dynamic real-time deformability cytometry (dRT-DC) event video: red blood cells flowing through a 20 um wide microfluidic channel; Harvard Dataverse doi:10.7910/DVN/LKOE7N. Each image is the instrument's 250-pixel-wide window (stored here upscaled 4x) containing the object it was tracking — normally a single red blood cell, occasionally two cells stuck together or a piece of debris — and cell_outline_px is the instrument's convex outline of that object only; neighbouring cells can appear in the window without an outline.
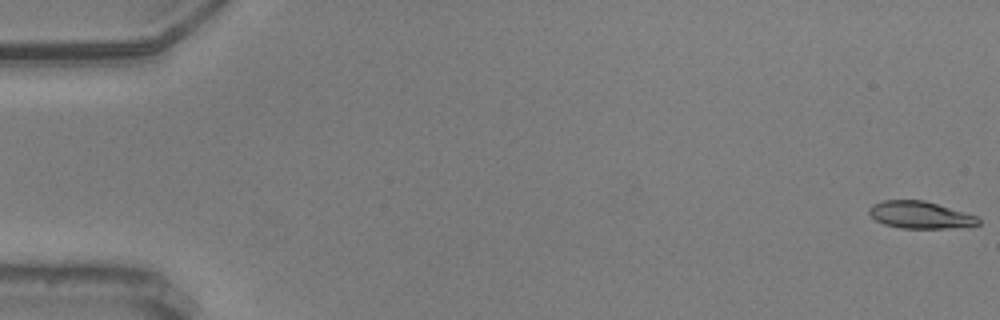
{"species": "common noctule bat (a hibernating species)", "species_latin": "Nyctalus noctula", "temperature_condition": "warm", "stored_images_in_passage": 57, "camera_frame_rate_fps": 3000, "um_per_image_px": 0.085, "animal": {"sex": "male", "body_mass_g": 20.5, "forearm_length_mm": 52.5}, "frame": {"image": 1, "passage_image": 1, "time_ms": 0.0, "image_size_px": [1000, 320], "cell_outline_px": [[980, 224], [948, 228], [900, 228], [884, 224], [876, 220], [868, 212], [868, 208], [872, 204], [884, 200], [924, 200], [964, 212], [976, 216], [980, 220]], "centroid_in_image_um": [78.17, 18.26], "position_along_channel_um": 6.8, "area_um2": 17.11}}
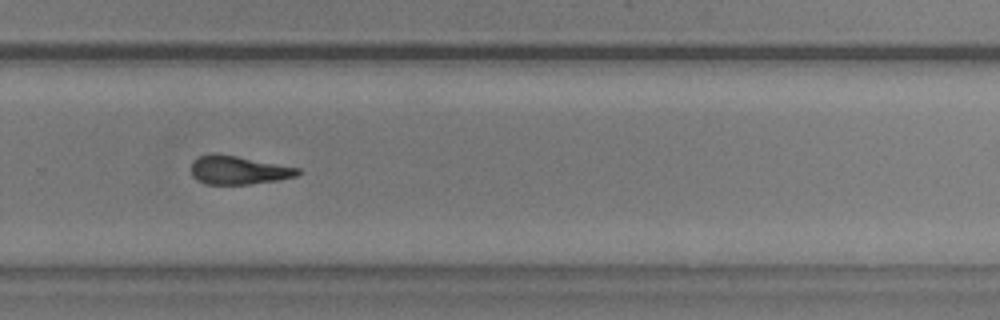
{"frame": {"image": 2, "passage_image": 39, "time_ms": 12.667, "image_size_px": [1000, 320], "cell_outline_px": [[300, 172], [296, 176], [280, 180], [248, 184], [208, 184], [196, 180], [192, 176], [192, 160], [200, 156], [236, 156], [300, 168]], "centroid_in_image_um": [20.3, 14.5], "position_along_channel_um": 309.5, "area_um2": 17.17}}
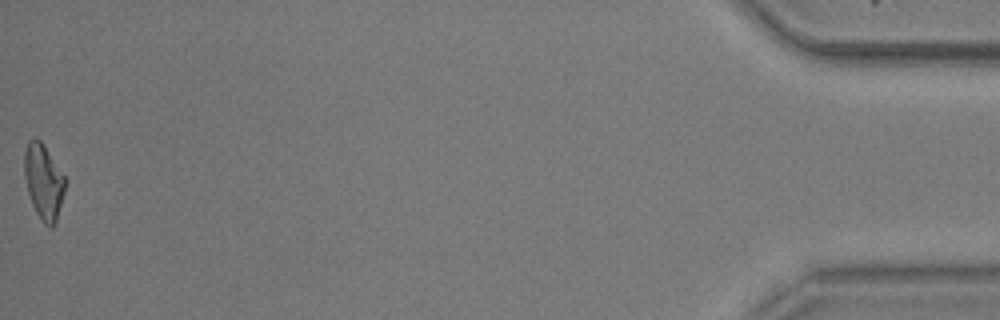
{"frame": {"image": 3, "passage_image": 57, "time_ms": 18.667, "image_size_px": [1000, 320], "cell_outline_px": [[68, 180], [56, 224], [52, 228], [48, 228], [40, 220], [32, 204], [28, 192], [24, 176], [24, 152], [28, 140], [36, 136], [44, 144]], "centroid_in_image_um": [3.73, 15.45], "position_along_channel_um": 431.5, "area_um2": 18.5}, "authors_computed_cell_mechanics": {"area_um2": 18.2648, "velocity_mm_per_s": 3.6286, "shape_relaxation_time_tau1_ms": 4.4705, "shape_relaxation_time_tau2_ms": 2.2596, "deformation_change_tau1": 0.1542, "deformation_change_tau2": 0.1052}}